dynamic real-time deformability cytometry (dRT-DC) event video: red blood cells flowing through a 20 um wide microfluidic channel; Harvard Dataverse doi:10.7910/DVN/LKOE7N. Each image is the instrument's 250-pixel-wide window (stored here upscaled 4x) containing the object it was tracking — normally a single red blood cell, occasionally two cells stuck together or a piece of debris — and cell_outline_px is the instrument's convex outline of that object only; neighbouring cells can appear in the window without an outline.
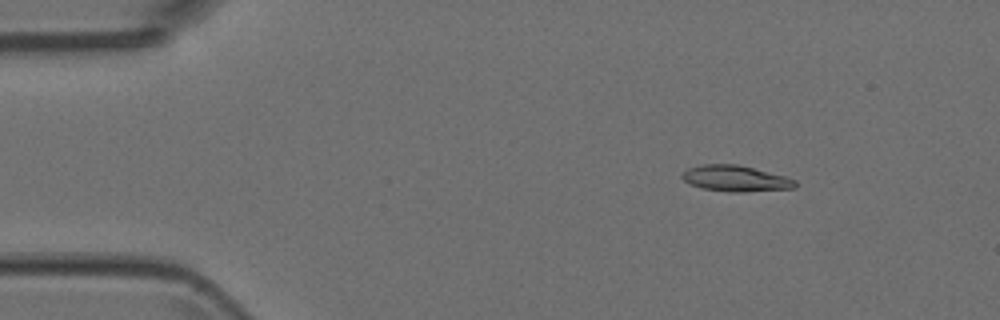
{"species": "Egyptian fruit bat (a non-hibernating species)", "species_latin": "Rousettus aegyptiacus", "temperature_condition": "room temperature", "stored_images_in_passage": 5, "camera_frame_rate_fps": 3000, "um_per_image_px": 0.085, "animal": {"sex": "female"}, "frame": {"image": 1, "passage_image": 2, "time_ms": 0.333, "image_size_px": [1000, 320], "cell_outline_px": [[796, 188], [744, 192], [732, 192], [704, 188], [688, 184], [680, 176], [688, 168], [704, 164], [736, 164], [784, 176], [796, 180]], "centroid_in_image_um": [62.51, 15.18], "position_along_channel_um": 22.5, "area_um2": 16.94}}
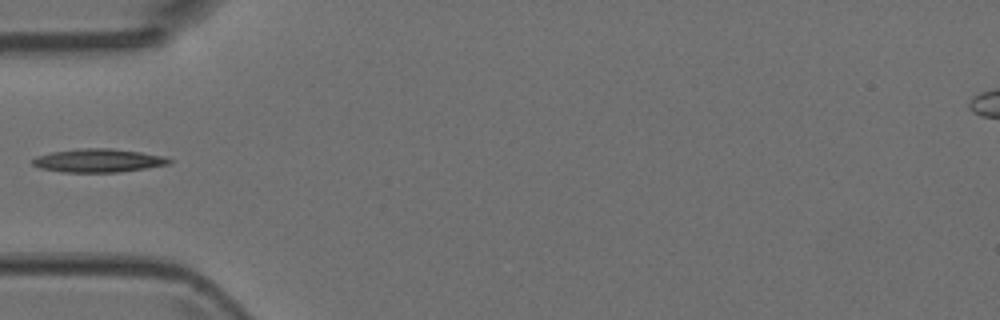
{"frame": {"image": 2, "passage_image": 5, "time_ms": 1.333, "image_size_px": [1000, 320], "cell_outline_px": [[172, 164], [116, 172], [64, 172], [40, 168], [32, 164], [32, 160], [36, 156], [52, 152], [80, 148], [112, 148], [140, 152], [164, 156], [172, 160]], "centroid_in_image_um": [8.36, 13.64], "position_along_channel_um": 76.6, "area_um2": 18.55}}